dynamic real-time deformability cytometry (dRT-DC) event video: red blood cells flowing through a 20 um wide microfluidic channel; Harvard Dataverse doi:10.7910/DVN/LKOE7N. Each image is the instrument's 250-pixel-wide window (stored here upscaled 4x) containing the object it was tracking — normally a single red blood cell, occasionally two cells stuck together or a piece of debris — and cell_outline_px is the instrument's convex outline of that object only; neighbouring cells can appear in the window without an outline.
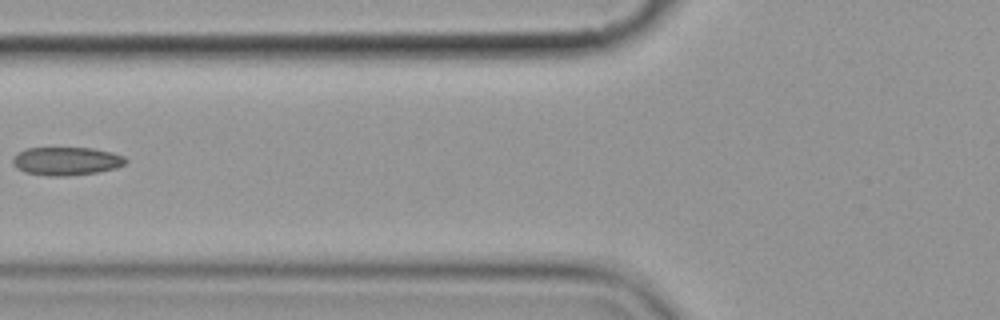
{"species": "common noctule bat (a hibernating species)", "species_latin": "Nyctalus noctula", "temperature_condition": "cold", "stored_images_in_passage": 6, "camera_frame_rate_fps": 3000, "um_per_image_px": 0.085, "animal": {"sex": "female", "body_mass_g": 19.9}, "frame": {"image": 1, "passage_image": 6, "time_ms": 6.667, "image_size_px": [1000, 320], "cell_outline_px": [[128, 160], [124, 164], [116, 168], [96, 172], [64, 176], [48, 176], [24, 172], [16, 168], [12, 164], [12, 160], [20, 152], [28, 148], [92, 148], [112, 152], [124, 156]], "centroid_in_image_um": [5.65, 13.7], "position_along_channel_um": 120.1, "area_um2": 18.5}}